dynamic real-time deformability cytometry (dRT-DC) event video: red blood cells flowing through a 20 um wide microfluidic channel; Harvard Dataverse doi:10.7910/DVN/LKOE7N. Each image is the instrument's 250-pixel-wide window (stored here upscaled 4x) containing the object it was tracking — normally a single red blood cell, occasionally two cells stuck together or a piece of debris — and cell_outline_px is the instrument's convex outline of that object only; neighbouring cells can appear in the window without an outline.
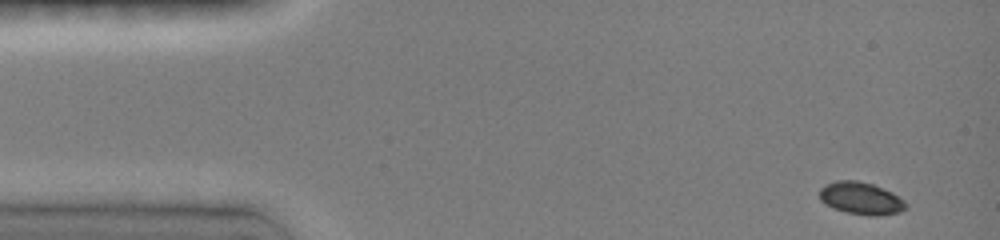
{"species": "common noctule bat (a hibernating species)", "species_latin": "Nyctalus noctula", "temperature_condition": "room temperature", "stored_images_in_passage": 4, "camera_frame_rate_fps": 3000, "um_per_image_px": 0.085, "animal": {"sex": "female", "body_mass_g": 19.0, "forearm_length_mm": 51.5}, "frame": {"image": 1, "passage_image": 1, "time_ms": 0.0, "image_size_px": [1000, 240], "cell_outline_px": [[908, 208], [900, 212], [876, 216], [868, 216], [848, 212], [824, 204], [820, 200], [820, 188], [836, 180], [856, 180], [872, 184], [892, 192], [904, 200], [908, 204]], "centroid_in_image_um": [73.22, 16.86], "position_along_channel_um": 11.8, "area_um2": 16.24}}
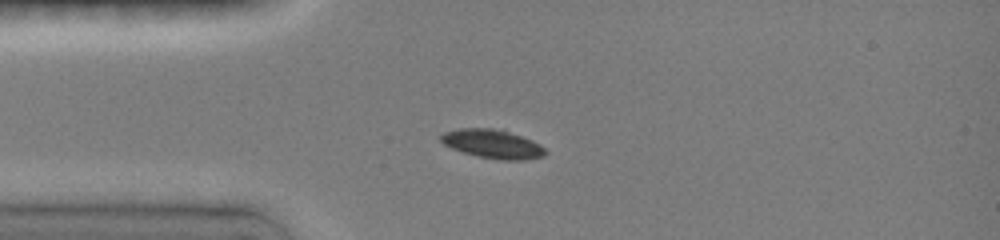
{"frame": {"image": 2, "passage_image": 4, "time_ms": 1.0, "image_size_px": [1000, 240], "cell_outline_px": [[548, 152], [544, 156], [524, 160], [500, 160], [480, 156], [464, 152], [452, 148], [444, 144], [440, 140], [440, 136], [444, 132], [460, 128], [504, 128], [532, 140], [540, 144]], "centroid_in_image_um": [41.92, 12.21], "position_along_channel_um": 43.1, "area_um2": 17.74}}